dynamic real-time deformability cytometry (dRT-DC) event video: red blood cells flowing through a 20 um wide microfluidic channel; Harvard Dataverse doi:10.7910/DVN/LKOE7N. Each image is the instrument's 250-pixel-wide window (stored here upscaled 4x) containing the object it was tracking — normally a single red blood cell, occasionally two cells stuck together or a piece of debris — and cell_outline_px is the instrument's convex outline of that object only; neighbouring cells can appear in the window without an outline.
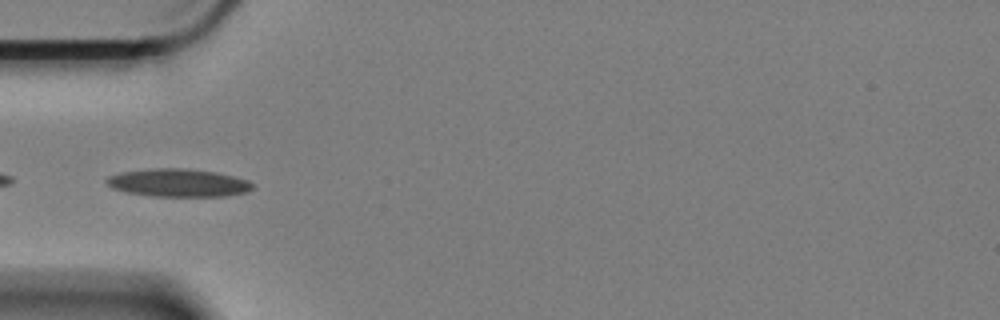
{"species": "Egyptian fruit bat (a non-hibernating species)", "species_latin": "Rousettus aegyptiacus", "temperature_condition": "cold", "stored_images_in_passage": 42, "camera_frame_rate_fps": 3000, "um_per_image_px": 0.085, "animal": {"sex": "female"}, "frame": {"image": 1, "passage_image": 1, "time_ms": 0.0, "image_size_px": [1000, 320], "cell_outline_px": [[252, 188], [248, 192], [224, 196], [148, 196], [124, 192], [112, 188], [104, 180], [108, 176], [120, 172], [156, 168], [184, 168], [216, 172], [248, 180], [252, 184]], "centroid_in_image_um": [15.11, 15.54], "position_along_channel_um": 69.9, "area_um2": 23.81}}
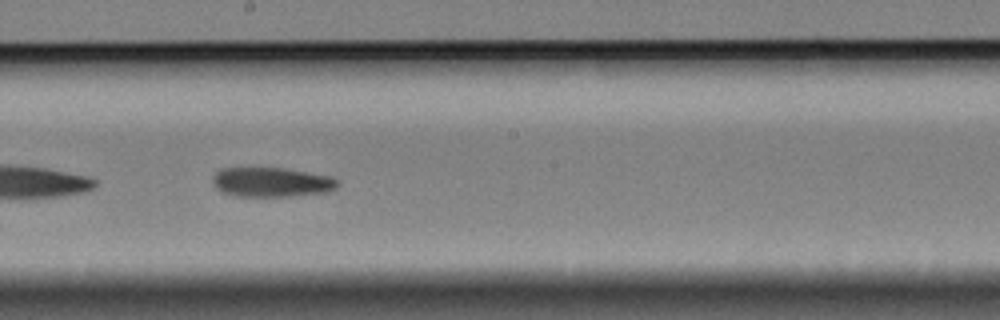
{"frame": {"image": 2, "passage_image": 15, "time_ms": 4.667, "image_size_px": [1000, 320], "cell_outline_px": [[340, 184], [336, 188], [328, 192], [288, 196], [236, 196], [220, 192], [212, 184], [212, 176], [220, 168], [284, 168], [332, 176]], "centroid_in_image_um": [23.05, 15.48], "position_along_channel_um": 225.1, "area_um2": 21.68}}
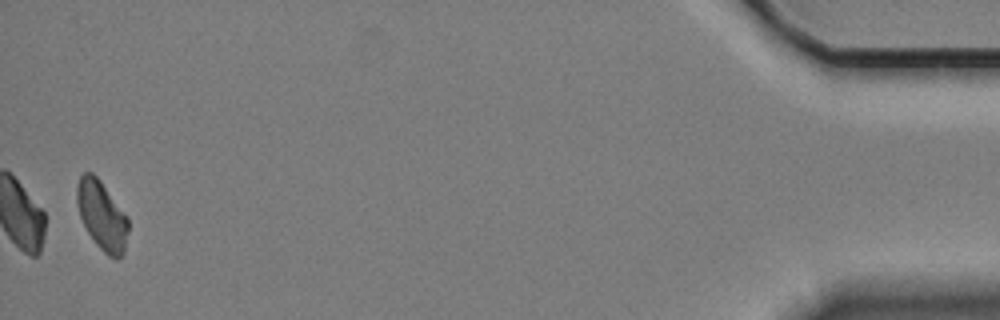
{"frame": {"image": 3, "passage_image": 41, "time_ms": 13.333, "image_size_px": [1000, 320], "cell_outline_px": [[128, 232], [124, 252], [116, 260], [108, 256], [96, 244], [88, 232], [80, 216], [76, 200], [76, 188], [80, 176], [84, 172], [92, 172], [100, 180], [128, 216]], "centroid_in_image_um": [8.67, 18.31], "position_along_channel_um": 426.5, "area_um2": 20.63}, "authors_computed_cell_mechanics": {"area_um2": 22.0507, "velocity_mm_per_s": 3.3194, "shape_relaxation_time_tau1_ms": 4.7528, "shape_relaxation_time_tau2_ms": null, "deformation_change_tau1": 0.1306, "deformation_change_tau2": null}}